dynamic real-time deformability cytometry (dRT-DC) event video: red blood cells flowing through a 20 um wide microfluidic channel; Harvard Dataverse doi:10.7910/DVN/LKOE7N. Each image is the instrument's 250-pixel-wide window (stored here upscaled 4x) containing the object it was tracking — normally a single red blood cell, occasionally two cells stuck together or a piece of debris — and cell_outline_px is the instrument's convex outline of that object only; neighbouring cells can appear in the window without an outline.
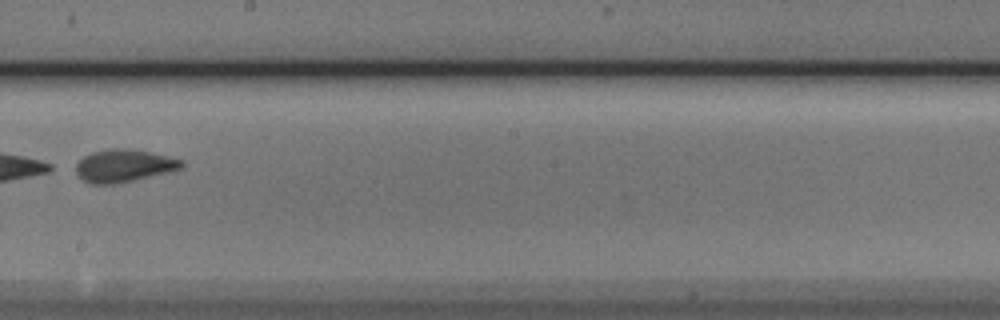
{"species": "Egyptian fruit bat (a non-hibernating species)", "species_latin": "Rousettus aegyptiacus", "temperature_condition": "cold", "stored_images_in_passage": 10, "camera_frame_rate_fps": 3000, "um_per_image_px": 0.085, "animal": {"sex": "male"}, "frame": {"image": 1, "passage_image": 9, "time_ms": 2.667, "image_size_px": [1000, 320], "cell_outline_px": [[184, 168], [168, 172], [116, 184], [92, 184], [84, 180], [76, 172], [76, 164], [84, 156], [92, 152], [108, 148], [128, 148], [148, 152], [184, 160]], "centroid_in_image_um": [10.54, 14.08], "position_along_channel_um": 237.7, "area_um2": 20.0}}
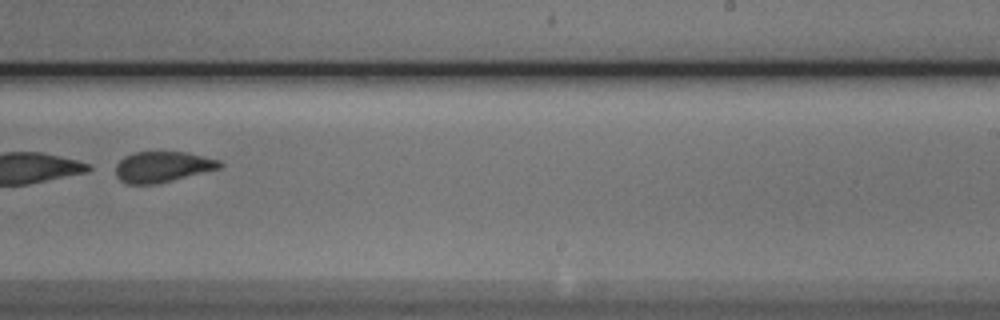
{"frame": {"image": 2, "passage_image": 10, "time_ms": 3.0, "image_size_px": [1000, 320], "cell_outline_px": [[224, 164], [220, 168], [156, 184], [124, 184], [116, 176], [116, 164], [124, 156], [136, 152], [188, 152], [220, 160]], "centroid_in_image_um": [13.8, 14.18], "position_along_channel_um": 275.2, "area_um2": 18.67}}